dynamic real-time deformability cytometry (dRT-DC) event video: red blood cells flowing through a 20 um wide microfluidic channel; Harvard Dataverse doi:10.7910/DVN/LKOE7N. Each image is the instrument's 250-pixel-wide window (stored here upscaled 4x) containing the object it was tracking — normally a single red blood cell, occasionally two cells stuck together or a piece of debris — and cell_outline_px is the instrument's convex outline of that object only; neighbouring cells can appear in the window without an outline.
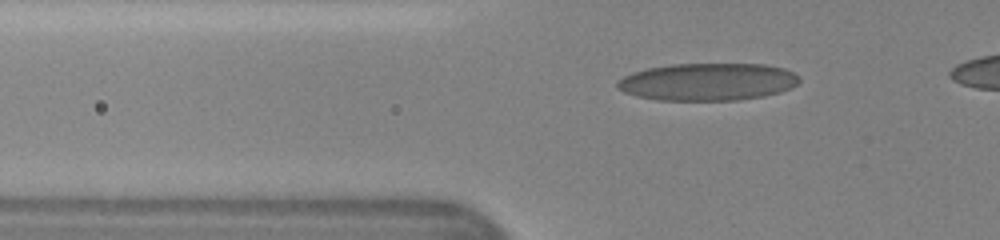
{"species": "human", "species_latin": "Homo sapiens", "temperature_condition": "cold", "stored_images_in_passage": 36, "camera_frame_rate_fps": 3000, "um_per_image_px": 0.085, "donor": {"sex": "female"}, "frame": {"image": 1, "passage_image": 7, "time_ms": 3.0, "image_size_px": [1000, 240], "cell_outline_px": [[800, 80], [792, 88], [780, 92], [764, 96], [736, 100], [660, 100], [636, 96], [624, 92], [616, 88], [616, 80], [632, 72], [648, 68], [672, 64], [764, 64], [784, 68], [796, 72], [800, 76]], "centroid_in_image_um": [60.17, 6.95], "position_along_channel_um": 65.6, "area_um2": 40.0}}
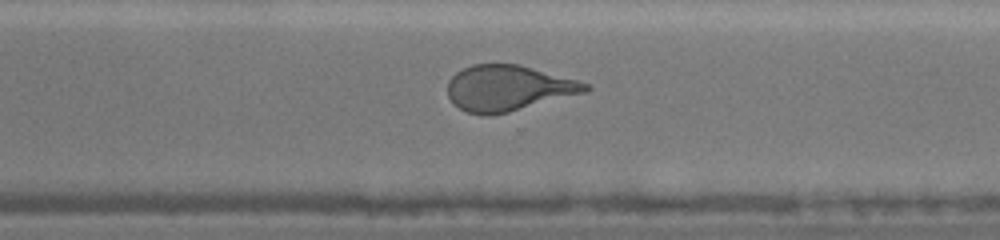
{"frame": {"image": 2, "passage_image": 23, "time_ms": 10.667, "image_size_px": [1000, 240], "cell_outline_px": [[592, 88], [588, 92], [492, 116], [480, 116], [464, 112], [452, 104], [448, 96], [448, 80], [456, 72], [472, 64], [520, 64], [576, 80], [588, 84]], "centroid_in_image_um": [43.16, 7.51], "position_along_channel_um": 327.4, "area_um2": 37.05}}
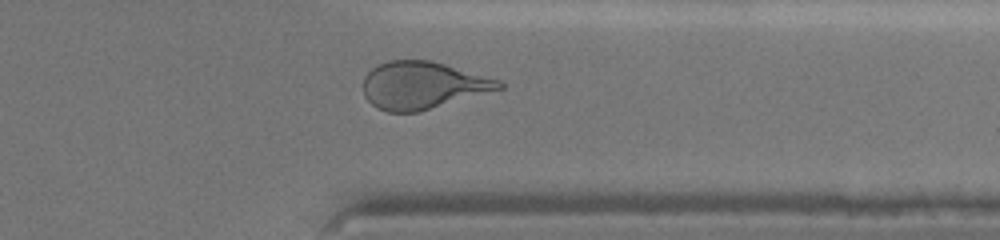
{"frame": {"image": 3, "passage_image": 29, "time_ms": 12.0, "image_size_px": [1000, 240], "cell_outline_px": [[504, 88], [420, 112], [388, 112], [376, 108], [364, 96], [364, 76], [372, 68], [388, 60], [432, 60], [500, 80], [504, 84]], "centroid_in_image_um": [35.93, 7.26], "position_along_channel_um": 375.5, "area_um2": 37.57}, "authors_computed_cell_mechanics": {"area_um2": 37.57, "velocity_mm_per_s": 3.5647, "shape_relaxation_time_tau1_ms": 8.8798, "shape_relaxation_time_tau2_ms": 0.776, "deformation_change_tau1": 0.2289, "deformation_change_tau2": 0.0845}}